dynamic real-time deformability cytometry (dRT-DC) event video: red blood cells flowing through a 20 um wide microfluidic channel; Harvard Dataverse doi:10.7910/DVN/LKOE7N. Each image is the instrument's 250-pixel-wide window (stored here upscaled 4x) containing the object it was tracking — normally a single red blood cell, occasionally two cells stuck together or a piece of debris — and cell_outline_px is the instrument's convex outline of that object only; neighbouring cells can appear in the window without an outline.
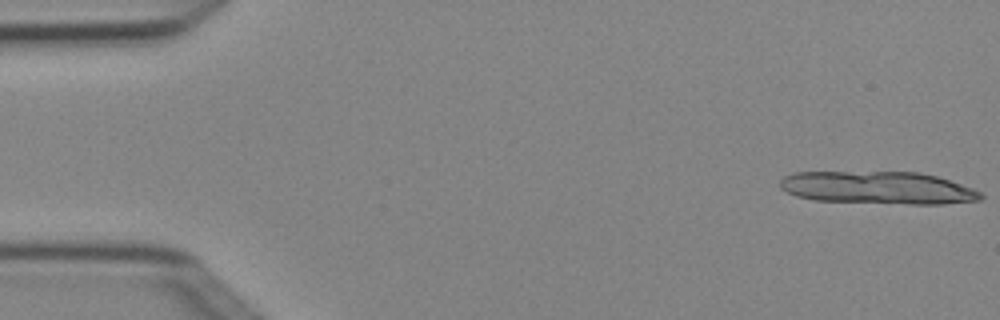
{"species": "Egyptian fruit bat (a non-hibernating species)", "species_latin": "Rousettus aegyptiacus", "temperature_condition": "cold", "stored_images_in_passage": 5, "camera_frame_rate_fps": 3000, "um_per_image_px": 0.085, "animal": {"sex": "female"}, "frame": {"image": 1, "passage_image": 1, "time_ms": 0.0, "image_size_px": [1000, 320], "cell_outline_px": [[984, 196], [980, 200], [944, 204], [912, 204], [812, 200], [796, 196], [780, 188], [780, 180], [784, 176], [796, 172], [916, 172], [936, 176], [972, 188], [980, 192]], "centroid_in_image_um": [74.61, 15.96], "position_along_channel_um": 10.4, "area_um2": 38.03}}
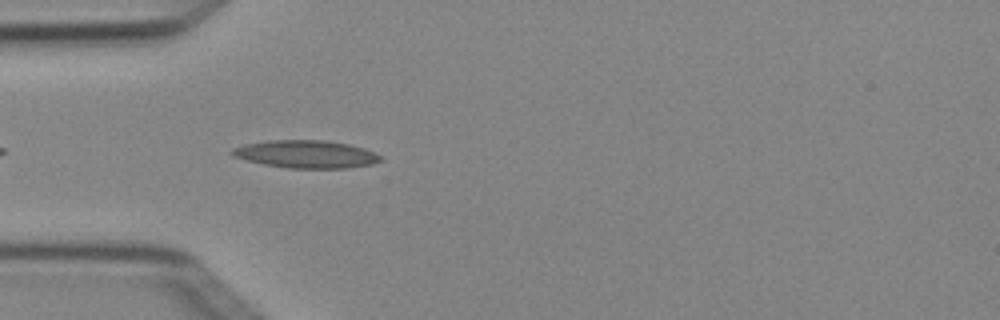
{"frame": {"image": 2, "passage_image": 5, "time_ms": 1.333, "image_size_px": [1000, 320], "cell_outline_px": [[384, 160], [372, 164], [344, 168], [288, 168], [264, 164], [232, 156], [228, 152], [232, 148], [244, 144], [268, 140], [324, 140], [348, 144], [364, 148], [384, 156]], "centroid_in_image_um": [26.02, 13.1], "position_along_channel_um": 59.0, "area_um2": 24.1}}